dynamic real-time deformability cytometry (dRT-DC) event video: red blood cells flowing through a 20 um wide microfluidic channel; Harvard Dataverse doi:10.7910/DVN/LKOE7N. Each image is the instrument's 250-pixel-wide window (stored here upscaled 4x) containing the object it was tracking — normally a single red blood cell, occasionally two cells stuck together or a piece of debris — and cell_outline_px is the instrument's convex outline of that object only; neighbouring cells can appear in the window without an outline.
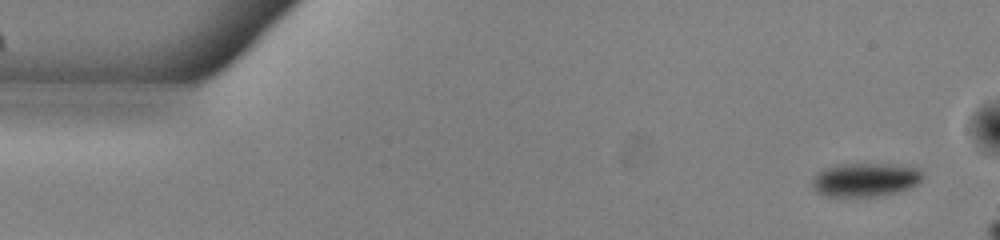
{"species": "common noctule bat (a hibernating species)", "species_latin": "Nyctalus noctula", "temperature_condition": "warm", "stored_images_in_passage": 14, "segment_of_instrument_passage": [2, 2], "camera_frame_rate_fps": 3000, "um_per_image_px": 0.085, "animal": {"sex": "male", "body_mass_g": 13.0, "forearm_length_mm": 53.1}, "frame": {"image": 1, "passage_image": 14, "time_ms": 4.333, "image_size_px": [1000, 240], "cell_outline_px": [[920, 180], [916, 184], [908, 188], [896, 192], [880, 196], [828, 196], [816, 192], [812, 184], [812, 176], [824, 168], [836, 164], [888, 164], [916, 168], [920, 172]], "centroid_in_image_um": [73.46, 15.27], "position_along_channel_um": 11.5, "area_um2": 21.39}}